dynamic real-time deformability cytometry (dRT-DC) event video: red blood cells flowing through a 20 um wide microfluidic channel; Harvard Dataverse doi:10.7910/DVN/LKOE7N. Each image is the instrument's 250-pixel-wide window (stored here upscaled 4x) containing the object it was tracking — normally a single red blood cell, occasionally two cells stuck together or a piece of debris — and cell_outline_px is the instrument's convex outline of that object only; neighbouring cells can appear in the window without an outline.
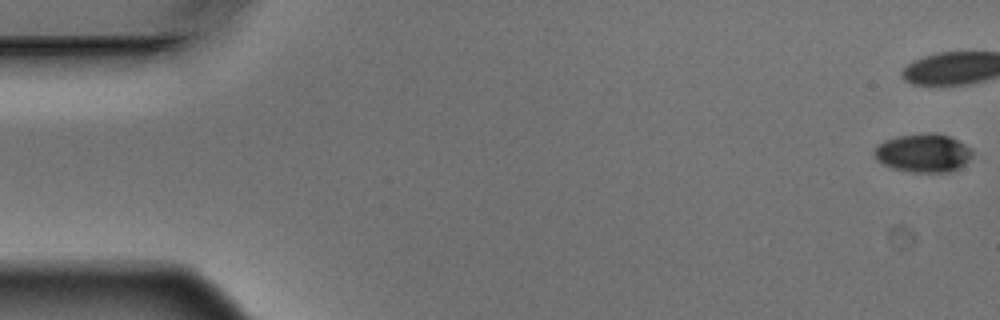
{"species": "Egyptian fruit bat (a non-hibernating species)", "species_latin": "Rousettus aegyptiacus", "temperature_condition": "warm", "stored_images_in_passage": 9, "camera_frame_rate_fps": 3000, "um_per_image_px": 0.085, "animal": {"sex": "male"}, "frame": {"image": 1, "passage_image": 1, "time_ms": 0.0, "image_size_px": [1000, 320], "cell_outline_px": [[972, 156], [964, 164], [948, 172], [908, 172], [892, 168], [876, 160], [872, 152], [884, 140], [896, 136], [948, 136], [972, 148]], "centroid_in_image_um": [78.44, 13.06], "position_along_channel_um": 6.6, "area_um2": 21.15}}
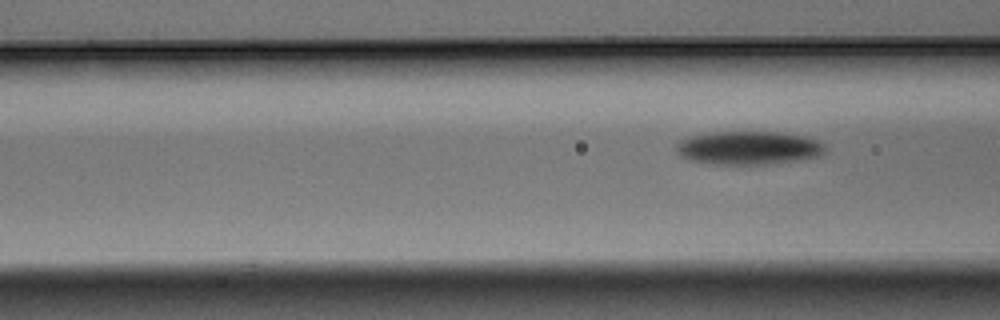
{"frame": {"image": 2, "passage_image": 9, "time_ms": 2.667, "image_size_px": [1000, 320], "cell_outline_px": [[824, 152], [820, 156], [800, 160], [772, 164], [712, 164], [692, 160], [680, 156], [676, 152], [676, 144], [680, 140], [692, 136], [716, 132], [780, 132], [804, 136], [816, 140], [824, 144]], "centroid_in_image_um": [63.64, 12.58], "position_along_channel_um": 103.0, "area_um2": 28.96}}